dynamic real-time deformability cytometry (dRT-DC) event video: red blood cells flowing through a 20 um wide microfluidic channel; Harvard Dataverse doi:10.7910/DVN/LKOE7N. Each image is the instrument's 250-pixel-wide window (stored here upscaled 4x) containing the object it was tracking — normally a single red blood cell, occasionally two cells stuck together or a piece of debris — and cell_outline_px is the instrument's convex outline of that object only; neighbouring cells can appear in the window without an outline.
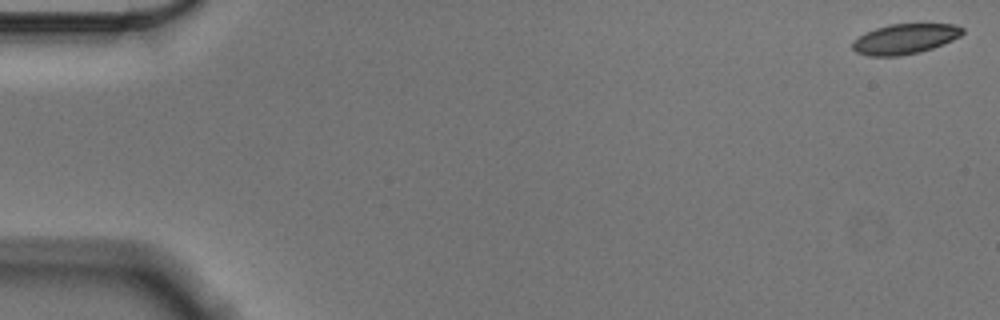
{"species": "Egyptian fruit bat (a non-hibernating species)", "species_latin": "Rousettus aegyptiacus", "temperature_condition": "cold", "stored_images_in_passage": 53, "camera_frame_rate_fps": 3000, "um_per_image_px": 0.085, "animal": {"sex": "male"}, "frame": {"image": 1, "passage_image": 1, "time_ms": 0.0, "image_size_px": [1000, 320], "cell_outline_px": [[964, 32], [960, 36], [944, 44], [920, 52], [900, 56], [868, 56], [856, 52], [852, 48], [852, 40], [864, 32], [876, 28], [892, 24], [956, 24], [964, 28]], "centroid_in_image_um": [76.9, 3.31], "position_along_channel_um": 8.1, "area_um2": 19.48}}
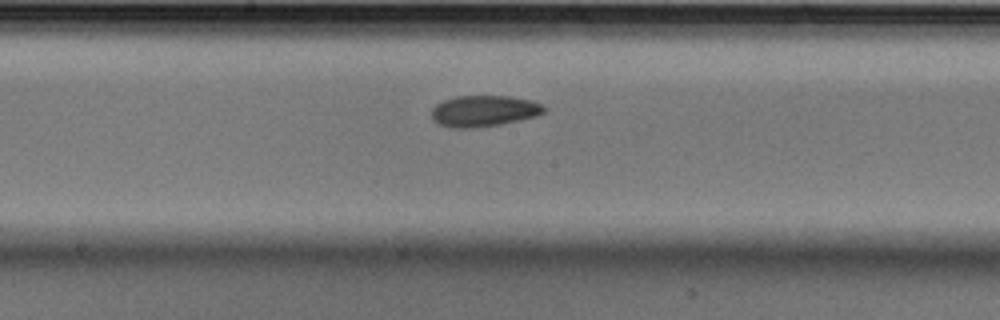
{"frame": {"image": 2, "passage_image": 30, "time_ms": 9.667, "image_size_px": [1000, 320], "cell_outline_px": [[544, 112], [536, 116], [520, 120], [500, 124], [472, 128], [452, 128], [440, 124], [432, 120], [432, 108], [436, 104], [444, 100], [456, 96], [508, 96], [532, 100], [540, 104], [544, 108]], "centroid_in_image_um": [41.1, 9.43], "position_along_channel_um": 207.1, "area_um2": 20.35}}
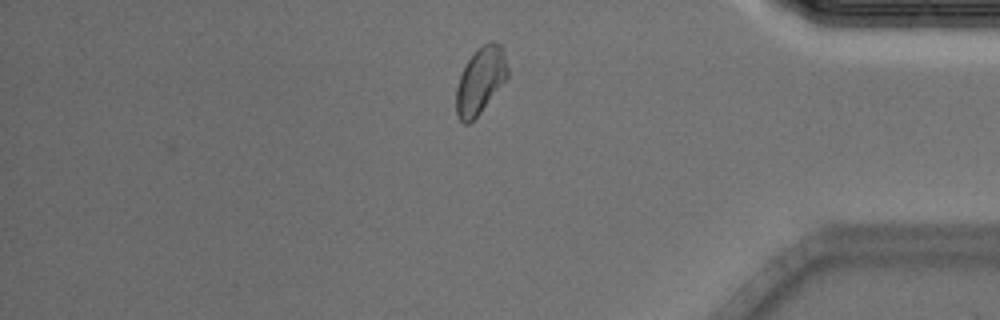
{"frame": {"image": 3, "passage_image": 48, "time_ms": 15.667, "image_size_px": [1000, 320], "cell_outline_px": [[508, 76], [480, 112], [468, 124], [464, 124], [456, 116], [456, 88], [460, 76], [468, 60], [476, 48], [492, 40], [500, 44], [504, 48], [508, 68]], "centroid_in_image_um": [40.84, 6.81], "position_along_channel_um": 394.4, "area_um2": 19.83}}